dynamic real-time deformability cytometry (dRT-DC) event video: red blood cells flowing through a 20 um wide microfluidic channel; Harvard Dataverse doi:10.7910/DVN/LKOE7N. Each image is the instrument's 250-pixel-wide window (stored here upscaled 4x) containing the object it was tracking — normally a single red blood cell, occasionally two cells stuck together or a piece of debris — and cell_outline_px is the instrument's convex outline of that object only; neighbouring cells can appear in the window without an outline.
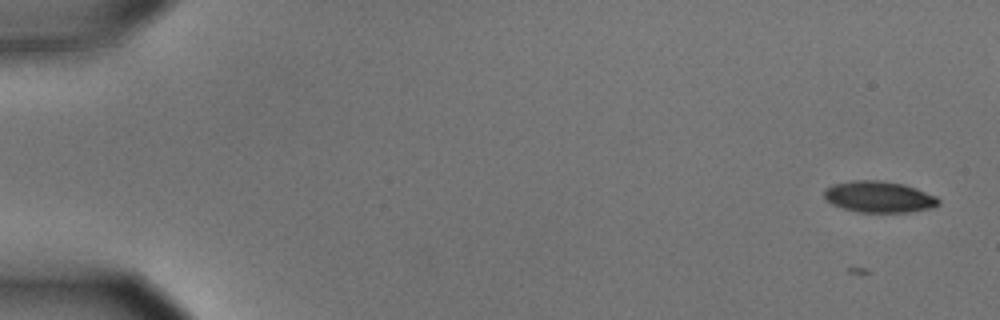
{"species": "common noctule bat (a hibernating species)", "species_latin": "Nyctalus noctula", "temperature_condition": "cold", "stored_images_in_passage": 16, "camera_frame_rate_fps": 3000, "um_per_image_px": 0.085, "animal": {"sex": "male", "body_mass_g": 15.6}, "frame": {"image": 1, "passage_image": 1, "time_ms": 0.0, "image_size_px": [1000, 320], "cell_outline_px": [[940, 204], [932, 208], [908, 212], [856, 212], [832, 204], [824, 200], [824, 188], [832, 184], [852, 180], [876, 180], [904, 184], [916, 188], [936, 196], [940, 200]], "centroid_in_image_um": [74.69, 16.73], "position_along_channel_um": 10.3, "area_um2": 21.04}}
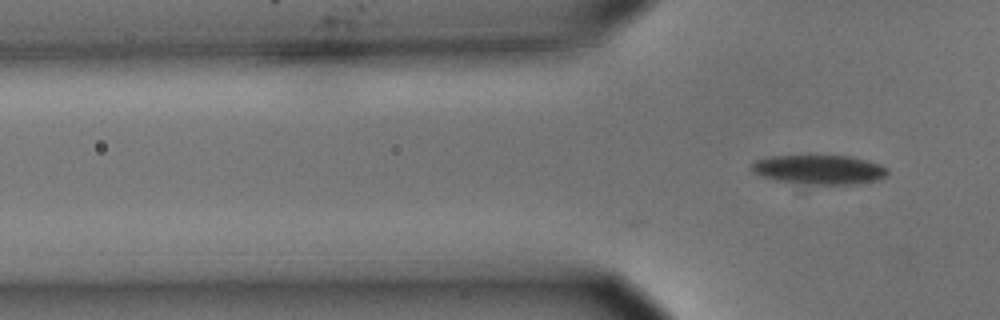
{"frame": {"image": 2, "passage_image": 16, "time_ms": 5.0, "image_size_px": [1000, 320], "cell_outline_px": [[888, 176], [876, 180], [860, 184], [804, 192], [760, 176], [752, 172], [752, 164], [756, 160], [772, 156], [852, 156], [880, 164], [888, 168]], "centroid_in_image_um": [69.58, 14.57], "position_along_channel_um": 56.2, "area_um2": 26.01}}